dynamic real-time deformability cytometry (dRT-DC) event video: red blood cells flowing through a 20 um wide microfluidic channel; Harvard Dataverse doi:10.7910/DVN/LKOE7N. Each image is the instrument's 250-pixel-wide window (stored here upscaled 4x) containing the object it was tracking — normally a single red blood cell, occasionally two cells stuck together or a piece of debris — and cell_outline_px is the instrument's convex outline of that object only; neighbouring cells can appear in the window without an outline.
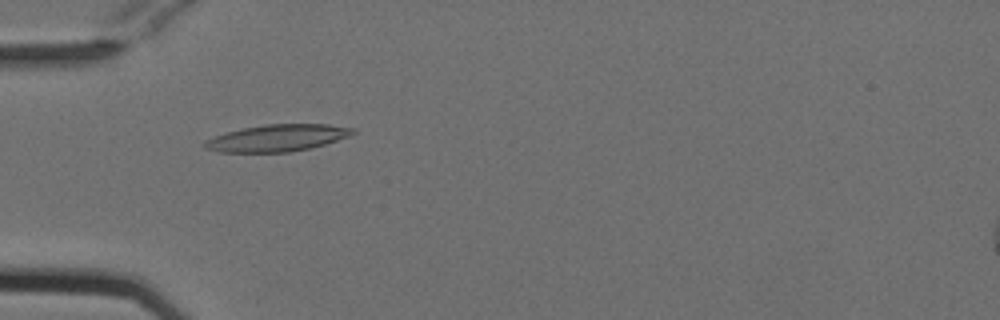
{"species": "Egyptian fruit bat (a non-hibernating species)", "species_latin": "Rousettus aegyptiacus", "temperature_condition": "cold", "stored_images_in_passage": 10, "camera_frame_rate_fps": 3000, "um_per_image_px": 0.085, "animal": {"sex": "female"}, "frame": {"image": 1, "passage_image": 7, "time_ms": 2.0, "image_size_px": [1000, 320], "cell_outline_px": [[356, 132], [348, 136], [324, 144], [308, 148], [288, 152], [220, 152], [204, 148], [204, 140], [228, 132], [244, 128], [268, 124], [328, 124], [356, 128]], "centroid_in_image_um": [23.58, 11.72], "position_along_channel_um": 61.4, "area_um2": 22.89}}